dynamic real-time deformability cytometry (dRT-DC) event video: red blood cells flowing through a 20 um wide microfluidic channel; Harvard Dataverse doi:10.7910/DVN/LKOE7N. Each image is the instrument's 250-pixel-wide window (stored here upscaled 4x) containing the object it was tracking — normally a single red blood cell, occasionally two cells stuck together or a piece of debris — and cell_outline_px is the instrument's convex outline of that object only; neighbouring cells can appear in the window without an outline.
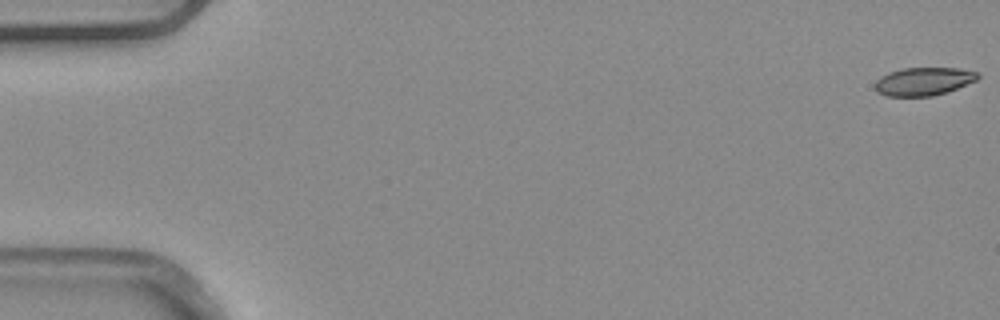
{"species": "common noctule bat (a hibernating species)", "species_latin": "Nyctalus noctula", "temperature_condition": "warm", "stored_images_in_passage": 6, "camera_frame_rate_fps": 3000, "um_per_image_px": 0.085, "animal": {"sex": "male", "body_mass_g": 20.4}, "frame": {"image": 1, "passage_image": 1, "time_ms": 0.0, "image_size_px": [1000, 320], "cell_outline_px": [[980, 76], [976, 80], [956, 88], [932, 96], [888, 96], [876, 92], [876, 80], [880, 76], [888, 72], [904, 68], [960, 68], [980, 72]], "centroid_in_image_um": [78.5, 6.9], "position_along_channel_um": 6.5, "area_um2": 16.76}}
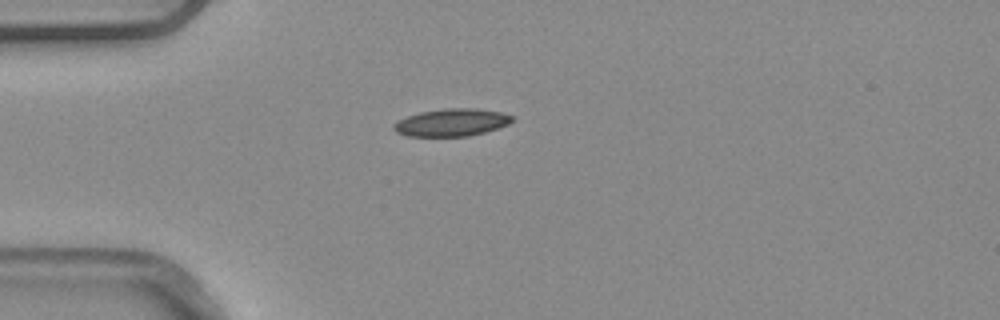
{"frame": {"image": 2, "passage_image": 5, "time_ms": 1.333, "image_size_px": [1000, 320], "cell_outline_px": [[516, 116], [508, 124], [484, 132], [468, 136], [408, 136], [396, 132], [392, 128], [392, 124], [396, 120], [420, 112], [444, 108], [476, 108], [500, 112]], "centroid_in_image_um": [38.36, 10.4], "position_along_channel_um": 46.6, "area_um2": 19.02}}